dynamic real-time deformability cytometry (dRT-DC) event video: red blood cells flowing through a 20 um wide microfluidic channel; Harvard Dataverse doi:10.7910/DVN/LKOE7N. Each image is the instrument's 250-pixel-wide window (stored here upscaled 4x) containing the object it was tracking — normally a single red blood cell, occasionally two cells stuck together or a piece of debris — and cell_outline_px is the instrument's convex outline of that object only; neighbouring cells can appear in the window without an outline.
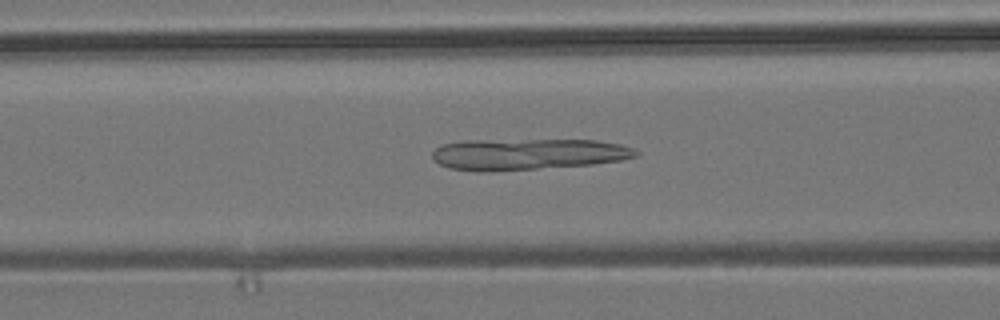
{"species": "common noctule bat (a hibernating species)", "species_latin": "Nyctalus noctula", "temperature_condition": "room temperature", "stored_images_in_passage": 53, "camera_frame_rate_fps": 3000, "um_per_image_px": 0.085, "animal": {"sex": "male", "body_mass_g": 19.2, "forearm_length_mm": 51.8}, "frame": {"image": 1, "passage_image": 21, "time_ms": 6.667, "image_size_px": [1000, 320], "cell_outline_px": [[640, 156], [620, 160], [592, 164], [488, 172], [476, 172], [448, 168], [432, 160], [432, 152], [436, 148], [444, 144], [464, 140], [596, 140], [620, 144], [632, 148], [640, 152]], "centroid_in_image_um": [44.83, 13.11], "position_along_channel_um": 121.8, "area_um2": 37.34}}
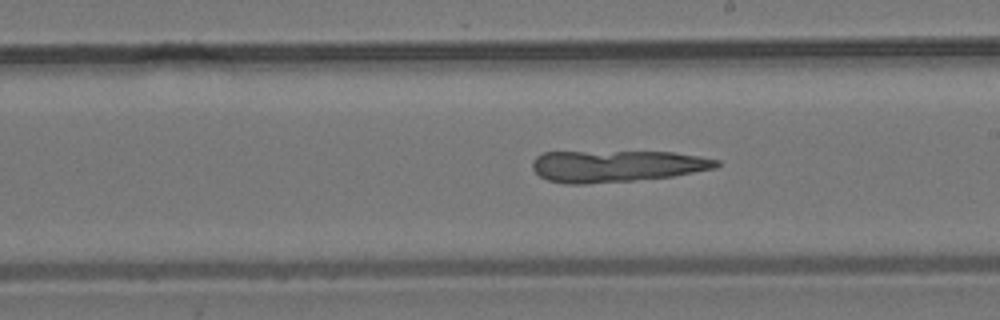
{"frame": {"image": 2, "passage_image": 30, "time_ms": 9.667, "image_size_px": [1000, 320], "cell_outline_px": [[720, 164], [716, 168], [672, 176], [632, 180], [588, 184], [568, 184], [548, 180], [540, 176], [532, 168], [532, 160], [536, 156], [544, 152], [672, 152], [700, 156], [720, 160]], "centroid_in_image_um": [52.4, 14.11], "position_along_channel_um": 236.6, "area_um2": 33.87}}
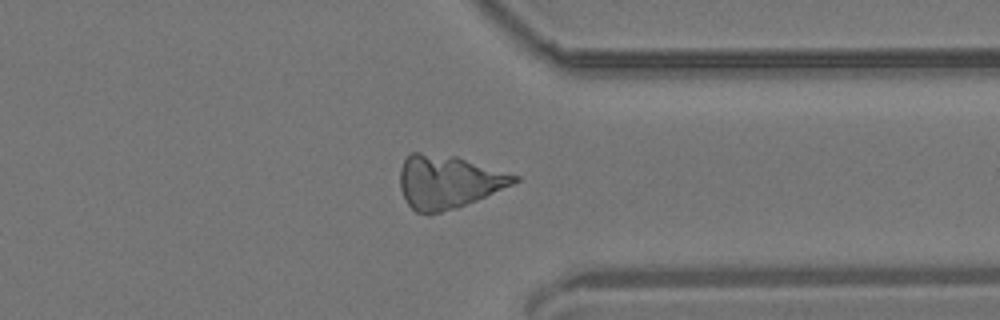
{"frame": {"image": 3, "passage_image": 41, "time_ms": 13.333, "image_size_px": [1000, 320], "cell_outline_px": [[520, 180], [512, 184], [476, 200], [456, 208], [428, 216], [416, 212], [408, 204], [400, 188], [400, 168], [404, 160], [412, 152], [420, 152], [456, 156], [520, 176]], "centroid_in_image_um": [38.06, 15.45], "position_along_channel_um": 373.3, "area_um2": 35.37}}